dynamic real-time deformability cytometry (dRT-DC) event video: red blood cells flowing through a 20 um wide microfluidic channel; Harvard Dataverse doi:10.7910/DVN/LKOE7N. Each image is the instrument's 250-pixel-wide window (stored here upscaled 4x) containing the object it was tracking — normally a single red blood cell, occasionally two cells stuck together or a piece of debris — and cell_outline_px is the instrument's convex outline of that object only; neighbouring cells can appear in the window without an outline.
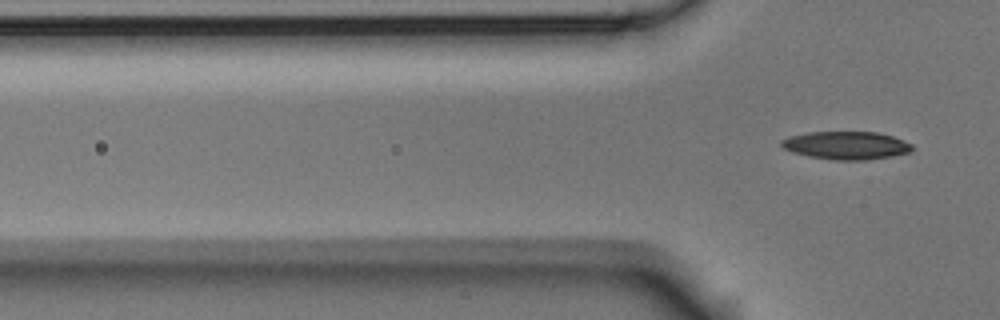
{"species": "Egyptian fruit bat (a non-hibernating species)", "species_latin": "Rousettus aegyptiacus", "temperature_condition": "room temperature", "stored_images_in_passage": 5, "camera_frame_rate_fps": 3000, "um_per_image_px": 0.085, "animal": {"sex": "male"}, "frame": {"image": 1, "passage_image": 5, "time_ms": 1.333, "image_size_px": [1000, 320], "cell_outline_px": [[912, 152], [892, 156], [864, 160], [836, 160], [808, 156], [792, 152], [784, 148], [780, 144], [780, 140], [788, 136], [808, 132], [876, 132], [892, 136], [912, 144]], "centroid_in_image_um": [71.91, 12.36], "position_along_channel_um": 53.9, "area_um2": 21.33}}